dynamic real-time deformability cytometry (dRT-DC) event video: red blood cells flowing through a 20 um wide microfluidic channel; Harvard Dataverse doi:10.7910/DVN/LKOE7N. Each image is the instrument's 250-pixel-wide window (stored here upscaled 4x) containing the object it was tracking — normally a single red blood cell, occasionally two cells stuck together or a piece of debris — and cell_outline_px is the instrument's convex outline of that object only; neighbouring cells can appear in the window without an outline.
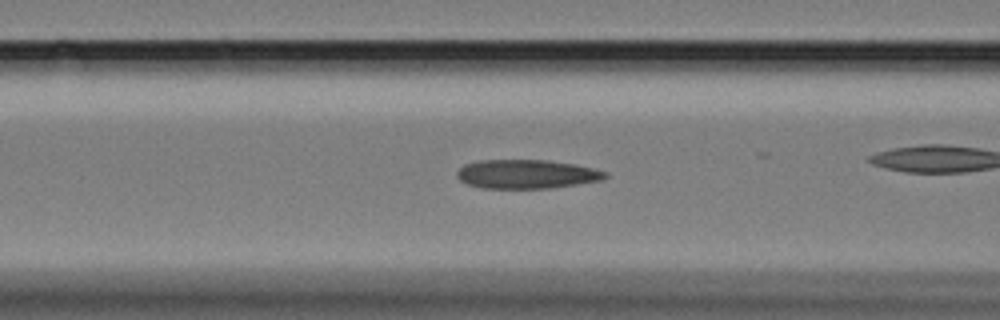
{"species": "Egyptian fruit bat (a non-hibernating species)", "species_latin": "Rousettus aegyptiacus", "temperature_condition": "cold", "stored_images_in_passage": 44, "camera_frame_rate_fps": 3000, "um_per_image_px": 0.085, "animal": {"sex": "female"}, "frame": {"image": 1, "passage_image": 19, "time_ms": 6.0, "image_size_px": [1000, 320], "cell_outline_px": [[608, 176], [604, 180], [548, 188], [480, 188], [468, 184], [460, 180], [456, 176], [456, 172], [464, 164], [480, 160], [548, 160], [576, 164], [608, 172]], "centroid_in_image_um": [44.77, 14.79], "position_along_channel_um": 121.8, "area_um2": 25.09}}
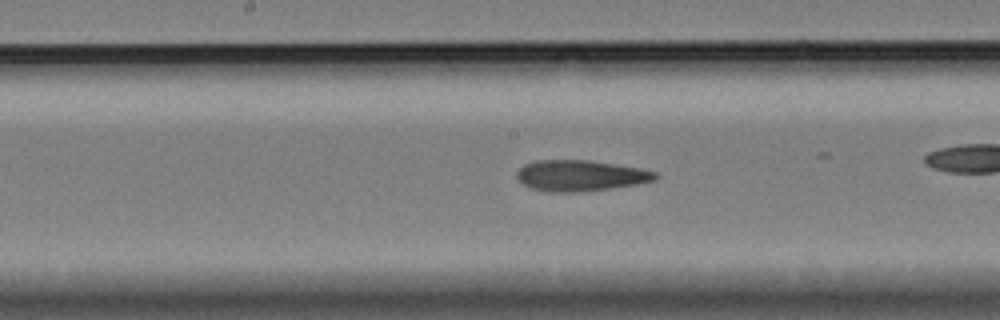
{"frame": {"image": 2, "passage_image": 26, "time_ms": 8.333, "image_size_px": [1000, 320], "cell_outline_px": [[660, 176], [656, 180], [636, 184], [580, 192], [548, 192], [532, 188], [524, 184], [516, 176], [516, 172], [524, 164], [536, 160], [588, 160], [640, 168], [656, 172]], "centroid_in_image_um": [49.33, 14.92], "position_along_channel_um": 198.9, "area_um2": 24.85}}